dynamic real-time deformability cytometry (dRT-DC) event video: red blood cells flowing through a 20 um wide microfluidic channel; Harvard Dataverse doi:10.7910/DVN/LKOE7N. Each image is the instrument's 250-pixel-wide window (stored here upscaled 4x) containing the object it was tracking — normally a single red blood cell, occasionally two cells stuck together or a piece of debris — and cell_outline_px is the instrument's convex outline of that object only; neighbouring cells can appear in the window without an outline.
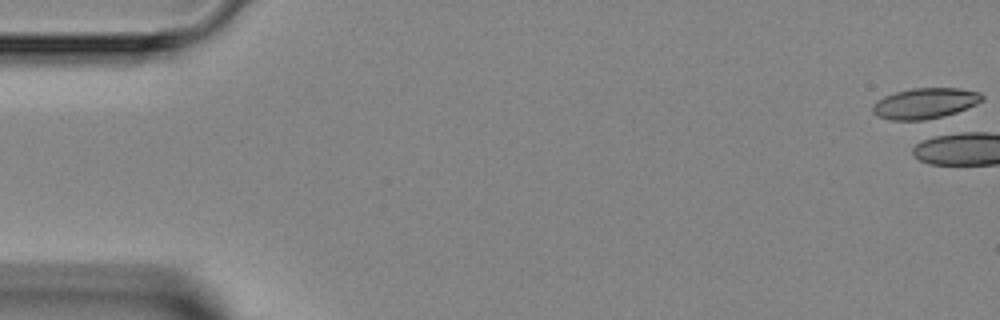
{"species": "Egyptian fruit bat (a non-hibernating species)", "species_latin": "Rousettus aegyptiacus", "temperature_condition": "room temperature", "stored_images_in_passage": 4, "camera_frame_rate_fps": 3000, "um_per_image_px": 0.085, "animal": {"sex": "female"}, "frame": {"image": 1, "passage_image": 1, "time_ms": 0.0, "image_size_px": [1000, 320], "cell_outline_px": [[984, 100], [976, 104], [956, 112], [924, 120], [892, 120], [880, 116], [872, 112], [872, 104], [876, 100], [884, 96], [896, 92], [912, 88], [960, 88], [980, 92], [984, 96]], "centroid_in_image_um": [78.62, 8.77], "position_along_channel_um": 6.4, "area_um2": 19.48}}